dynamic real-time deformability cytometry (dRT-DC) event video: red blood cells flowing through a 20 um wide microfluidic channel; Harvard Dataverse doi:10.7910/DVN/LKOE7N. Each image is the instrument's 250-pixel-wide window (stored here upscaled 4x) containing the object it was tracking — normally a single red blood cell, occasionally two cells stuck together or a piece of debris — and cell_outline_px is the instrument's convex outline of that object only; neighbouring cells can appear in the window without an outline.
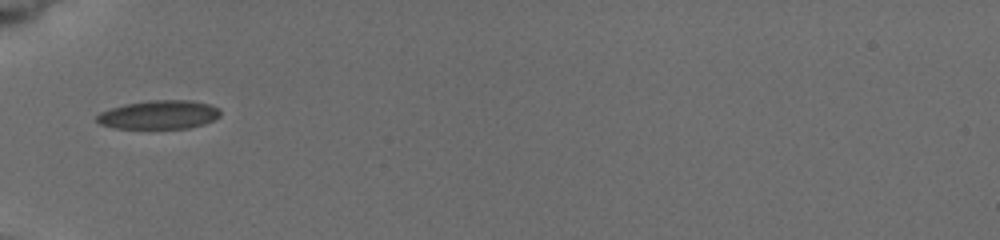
{"species": "common noctule bat (a hibernating species)", "species_latin": "Nyctalus noctula", "temperature_condition": "cold", "stored_images_in_passage": 4, "camera_frame_rate_fps": 3000, "um_per_image_px": 0.085, "animal": {"sex": "female", "body_mass_g": 19.5, "forearm_length_mm": 54.1}, "frame": {"image": 1, "passage_image": 2, "time_ms": 0.667, "image_size_px": [1000, 240], "cell_outline_px": [[220, 116], [204, 124], [188, 128], [116, 128], [100, 124], [96, 120], [96, 116], [100, 112], [124, 104], [148, 100], [192, 100], [208, 104], [220, 108]], "centroid_in_image_um": [13.52, 9.74], "position_along_channel_um": 71.5, "area_um2": 20.63}}
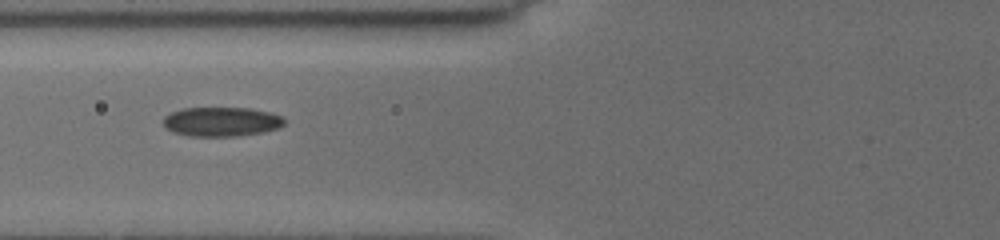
{"frame": {"image": 2, "passage_image": 3, "time_ms": 1.667, "image_size_px": [1000, 240], "cell_outline_px": [[284, 124], [280, 128], [264, 132], [236, 136], [188, 136], [172, 132], [164, 124], [164, 116], [180, 108], [252, 108], [272, 112], [284, 116]], "centroid_in_image_um": [18.87, 10.34], "position_along_channel_um": 106.9, "area_um2": 20.92}}